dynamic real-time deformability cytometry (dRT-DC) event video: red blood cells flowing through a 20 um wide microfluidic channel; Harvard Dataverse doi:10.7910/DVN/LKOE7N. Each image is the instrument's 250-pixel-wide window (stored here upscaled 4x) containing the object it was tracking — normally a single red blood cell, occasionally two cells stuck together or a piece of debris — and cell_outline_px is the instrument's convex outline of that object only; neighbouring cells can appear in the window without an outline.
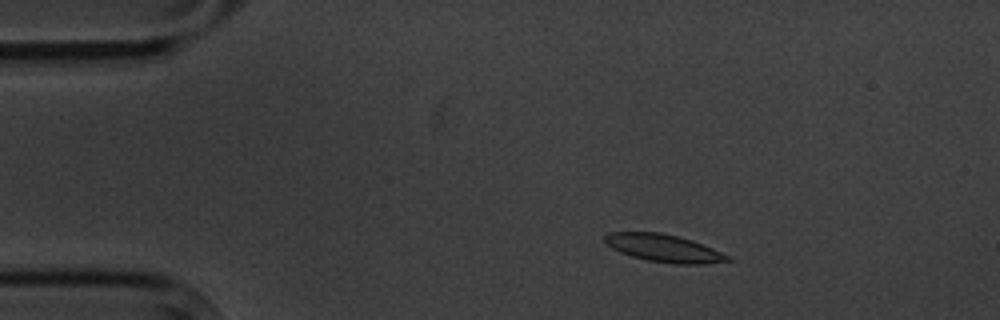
{"species": "common noctule bat (a hibernating species)", "species_latin": "Nyctalus noctula", "temperature_condition": "cold", "stored_images_in_passage": 3, "camera_frame_rate_fps": 3000, "um_per_image_px": 0.085, "animal": {"sex": "male", "body_mass_g": 20.1, "forearm_length_mm": 53.5}, "frame": {"image": 1, "passage_image": 1, "time_ms": 0.0, "image_size_px": [1000, 320], "cell_outline_px": [[732, 260], [704, 264], [676, 264], [648, 260], [632, 256], [620, 252], [612, 248], [604, 240], [604, 236], [608, 232], [660, 232], [692, 240], [732, 256]], "centroid_in_image_um": [56.45, 21.09], "position_along_channel_um": 28.6, "area_um2": 19.65}}
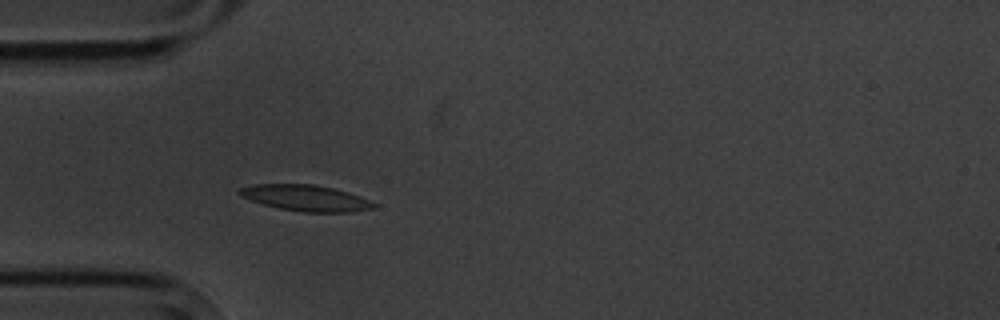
{"frame": {"image": 2, "passage_image": 3, "time_ms": 2.333, "image_size_px": [1000, 320], "cell_outline_px": [[376, 208], [352, 212], [304, 212], [280, 208], [264, 204], [240, 196], [236, 192], [240, 188], [252, 184], [312, 184], [332, 188], [348, 192], [360, 196], [376, 204]], "centroid_in_image_um": [25.99, 16.82], "position_along_channel_um": 59.0, "area_um2": 20.29}}